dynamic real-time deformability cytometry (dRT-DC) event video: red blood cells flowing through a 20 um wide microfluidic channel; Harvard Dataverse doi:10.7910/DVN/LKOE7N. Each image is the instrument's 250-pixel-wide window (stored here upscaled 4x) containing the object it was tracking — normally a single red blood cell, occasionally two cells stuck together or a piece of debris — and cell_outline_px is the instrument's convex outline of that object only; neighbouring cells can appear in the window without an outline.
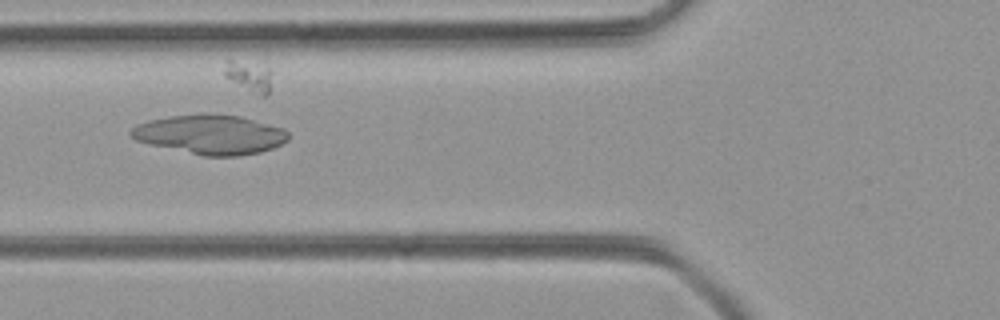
{"species": "common noctule bat (a hibernating species)", "species_latin": "Nyctalus noctula", "temperature_condition": "room temperature", "stored_images_in_passage": 50, "camera_frame_rate_fps": 3000, "um_per_image_px": 0.085, "animal": {"sex": "female", "body_mass_g": 21.9}, "frame": {"image": 1, "passage_image": 18, "time_ms": 5.667, "image_size_px": [1000, 320], "cell_outline_px": [[288, 140], [272, 148], [260, 152], [240, 156], [204, 156], [148, 144], [136, 140], [128, 132], [136, 124], [148, 120], [172, 116], [200, 112], [216, 112], [240, 116], [284, 128], [288, 132]], "centroid_in_image_um": [17.87, 11.41], "position_along_channel_um": 107.9, "area_um2": 36.59}}
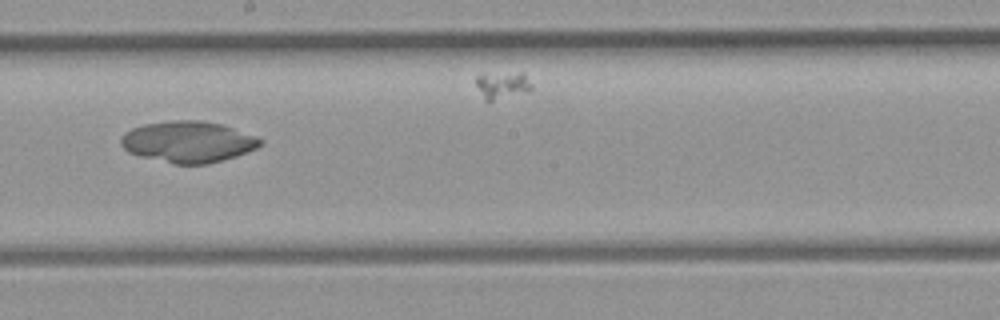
{"frame": {"image": 2, "passage_image": 27, "time_ms": 8.667, "image_size_px": [1000, 320], "cell_outline_px": [[264, 140], [256, 148], [236, 156], [208, 164], [176, 164], [140, 156], [128, 152], [120, 144], [120, 140], [124, 132], [132, 128], [144, 124], [172, 120], [200, 120], [220, 124], [256, 136]], "centroid_in_image_um": [15.96, 12.05], "position_along_channel_um": 232.2, "area_um2": 33.35}}
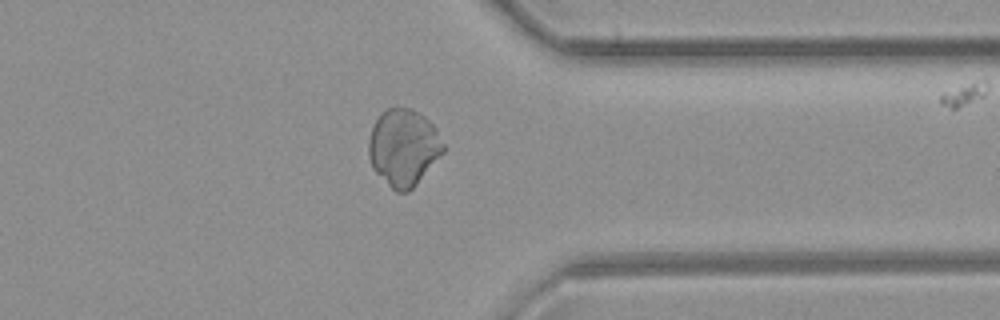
{"frame": {"image": 3, "passage_image": 38, "time_ms": 12.333, "image_size_px": [1000, 320], "cell_outline_px": [[444, 152], [416, 184], [408, 192], [396, 192], [372, 168], [368, 156], [368, 140], [372, 128], [380, 112], [388, 108], [412, 108], [420, 112], [436, 128], [444, 144]], "centroid_in_image_um": [34.29, 12.52], "position_along_channel_um": 377.1, "area_um2": 33.41}}